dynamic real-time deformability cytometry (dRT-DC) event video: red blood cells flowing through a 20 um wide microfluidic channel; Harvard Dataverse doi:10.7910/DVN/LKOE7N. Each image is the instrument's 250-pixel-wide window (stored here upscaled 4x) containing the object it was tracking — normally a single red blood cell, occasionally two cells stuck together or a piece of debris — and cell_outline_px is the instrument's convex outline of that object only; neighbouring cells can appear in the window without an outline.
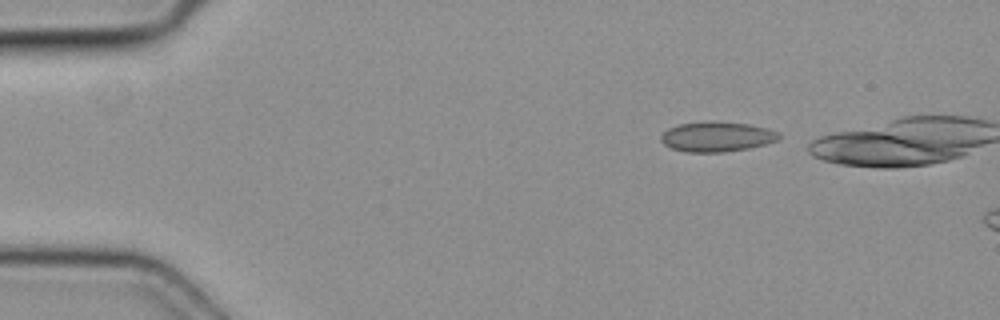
{"species": "common noctule bat (a hibernating species)", "species_latin": "Nyctalus noctula", "temperature_condition": "cold", "stored_images_in_passage": 3, "camera_frame_rate_fps": 3000, "um_per_image_px": 0.085, "animal": {"sex": "female", "body_mass_g": 19.3, "forearm_length_mm": 54.1}, "frame": {"image": 1, "passage_image": 1, "time_ms": 0.0, "image_size_px": [1000, 320], "cell_outline_px": [[780, 136], [776, 140], [764, 144], [748, 148], [724, 152], [688, 152], [672, 148], [664, 144], [660, 140], [660, 136], [668, 128], [676, 124], [704, 120], [716, 120], [748, 124], [768, 128], [780, 132]], "centroid_in_image_um": [60.9, 11.59], "position_along_channel_um": 24.1, "area_um2": 20.92}}